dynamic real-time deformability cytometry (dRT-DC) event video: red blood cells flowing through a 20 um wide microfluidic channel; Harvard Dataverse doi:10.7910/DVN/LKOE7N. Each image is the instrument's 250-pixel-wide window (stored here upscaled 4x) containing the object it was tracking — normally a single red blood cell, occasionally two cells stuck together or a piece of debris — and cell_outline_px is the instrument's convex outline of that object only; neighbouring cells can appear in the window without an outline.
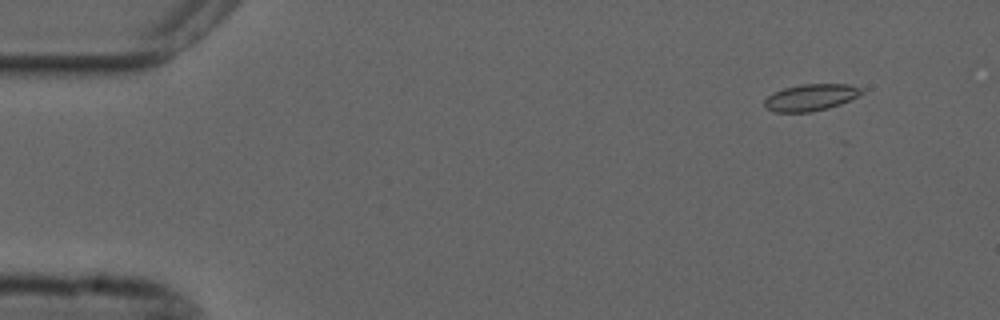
{"species": "common noctule bat (a hibernating species)", "species_latin": "Nyctalus noctula", "temperature_condition": "cold", "stored_images_in_passage": 16, "camera_frame_rate_fps": 3000, "um_per_image_px": 0.085, "animal": {"sex": "male", "forearm_length_mm": 52.5}, "frame": {"image": 1, "passage_image": 3, "time_ms": 0.667, "image_size_px": [1000, 320], "cell_outline_px": [[864, 92], [840, 104], [828, 108], [812, 112], [776, 112], [764, 108], [764, 100], [768, 96], [784, 88], [804, 84], [848, 84], [860, 88]], "centroid_in_image_um": [68.88, 8.29], "position_along_channel_um": 16.1, "area_um2": 14.91}}
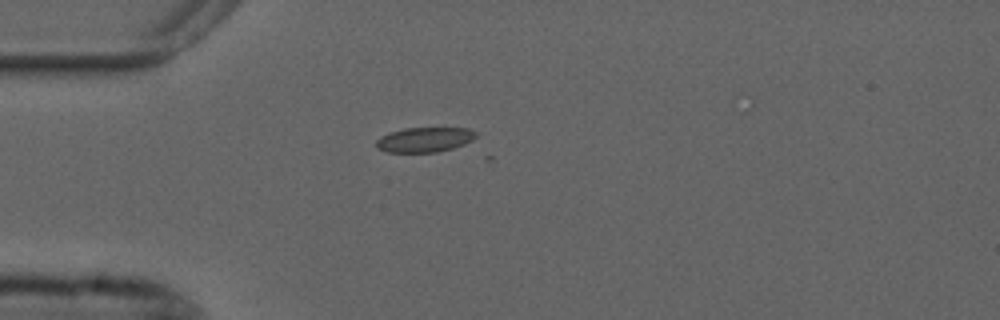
{"frame": {"image": 2, "passage_image": 13, "time_ms": 4.0, "image_size_px": [1000, 320], "cell_outline_px": [[476, 136], [472, 140], [464, 144], [452, 148], [436, 152], [388, 152], [376, 148], [376, 140], [380, 136], [404, 128], [468, 128], [476, 132]], "centroid_in_image_um": [36.07, 11.87], "position_along_channel_um": 48.9, "area_um2": 14.33}}